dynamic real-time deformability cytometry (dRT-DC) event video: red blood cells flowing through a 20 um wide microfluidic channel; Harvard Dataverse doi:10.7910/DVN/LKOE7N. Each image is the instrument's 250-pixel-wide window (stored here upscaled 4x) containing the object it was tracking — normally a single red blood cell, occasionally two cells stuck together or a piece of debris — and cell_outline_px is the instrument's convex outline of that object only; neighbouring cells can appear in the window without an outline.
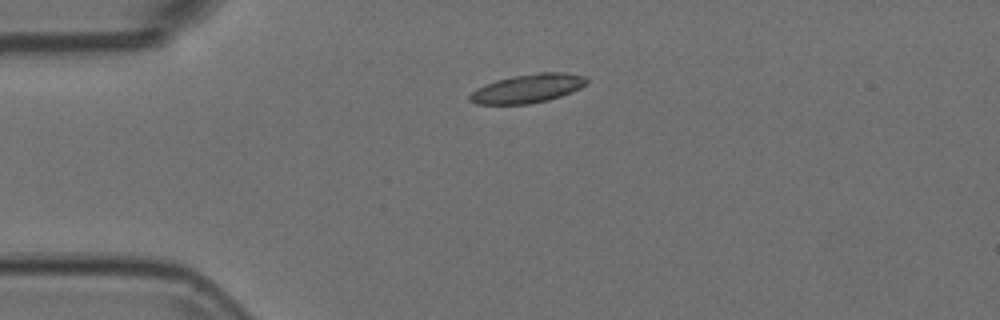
{"species": "Egyptian fruit bat (a non-hibernating species)", "species_latin": "Rousettus aegyptiacus", "temperature_condition": "room temperature", "stored_images_in_passage": 2, "camera_frame_rate_fps": 3000, "um_per_image_px": 0.085, "animal": {"sex": "female"}, "frame": {"image": 1, "passage_image": 1, "time_ms": 0.0, "image_size_px": [1000, 320], "cell_outline_px": [[588, 84], [580, 88], [560, 96], [548, 100], [528, 104], [476, 104], [468, 100], [468, 96], [476, 88], [496, 80], [512, 76], [540, 72], [564, 72], [584, 76], [588, 80]], "centroid_in_image_um": [44.84, 7.52], "position_along_channel_um": 40.2, "area_um2": 19.59}}